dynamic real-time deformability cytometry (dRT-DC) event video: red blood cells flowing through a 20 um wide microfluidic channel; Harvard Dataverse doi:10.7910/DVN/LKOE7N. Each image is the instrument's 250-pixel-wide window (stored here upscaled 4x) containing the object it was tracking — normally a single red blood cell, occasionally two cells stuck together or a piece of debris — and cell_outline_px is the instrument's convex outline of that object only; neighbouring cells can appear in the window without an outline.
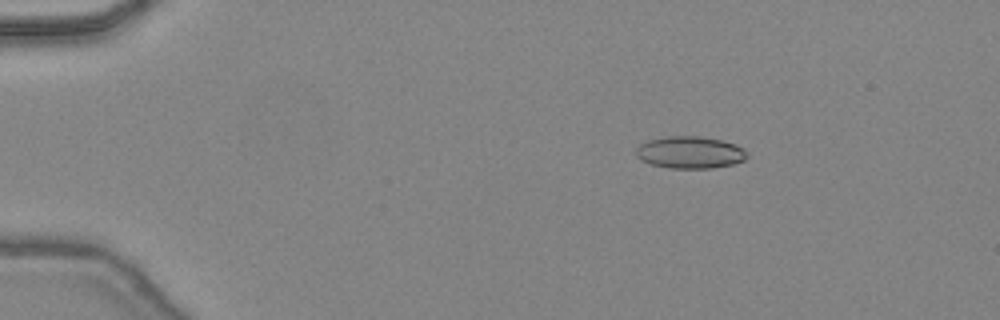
{"species": "common noctule bat (a hibernating species)", "species_latin": "Nyctalus noctula", "temperature_condition": "warm", "stored_images_in_passage": 47, "camera_frame_rate_fps": 3000, "um_per_image_px": 0.085, "animal": {"sex": "female", "body_mass_g": 24.6, "forearm_length_mm": 56.2}, "frame": {"image": 1, "passage_image": 9, "time_ms": 2.667, "image_size_px": [1000, 320], "cell_outline_px": [[748, 156], [744, 160], [732, 164], [712, 168], [672, 168], [652, 164], [640, 160], [636, 156], [636, 148], [640, 144], [648, 140], [668, 136], [700, 136], [724, 140], [736, 144], [744, 148], [748, 152]], "centroid_in_image_um": [58.68, 12.94], "position_along_channel_um": 26.3, "area_um2": 20.92}}
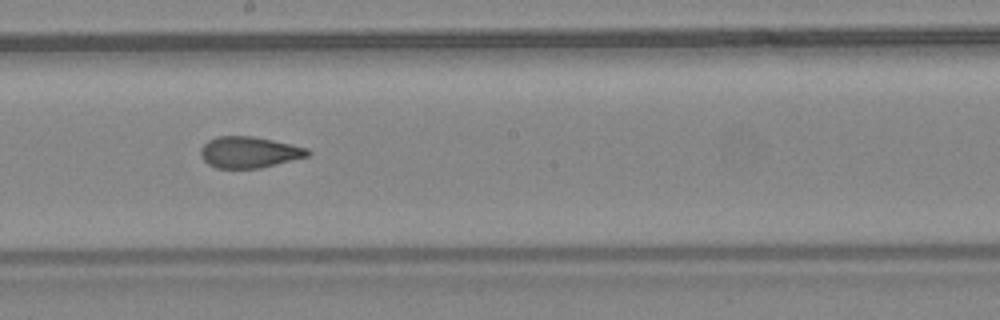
{"frame": {"image": 2, "passage_image": 28, "time_ms": 9.0, "image_size_px": [1000, 320], "cell_outline_px": [[312, 152], [308, 156], [260, 168], [216, 168], [208, 164], [200, 156], [200, 148], [208, 140], [216, 136], [252, 136], [272, 140], [308, 148]], "centroid_in_image_um": [21.15, 12.94], "position_along_channel_um": 227.0, "area_um2": 19.48}}
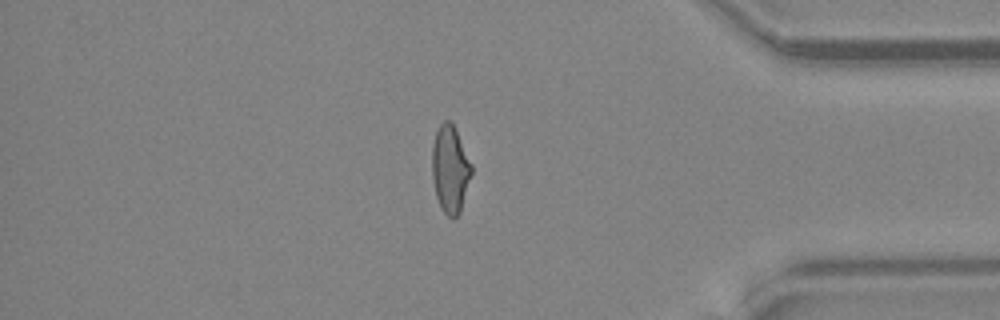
{"frame": {"image": 3, "passage_image": 41, "time_ms": 13.333, "image_size_px": [1000, 320], "cell_outline_px": [[472, 172], [460, 212], [452, 220], [440, 208], [436, 196], [432, 176], [432, 144], [436, 132], [440, 124], [444, 120], [452, 120], [472, 164]], "centroid_in_image_um": [38.26, 14.35], "position_along_channel_um": 396.9, "area_um2": 20.23}, "authors_computed_cell_mechanics": {"area_um2": 20.2878, "velocity_mm_per_s": 4.5077, "shape_relaxation_time_tau1_ms": 6.9317, "shape_relaxation_time_tau2_ms": 1.2661, "deformation_change_tau1": 0.1819, "deformation_change_tau2": 0.0648}}